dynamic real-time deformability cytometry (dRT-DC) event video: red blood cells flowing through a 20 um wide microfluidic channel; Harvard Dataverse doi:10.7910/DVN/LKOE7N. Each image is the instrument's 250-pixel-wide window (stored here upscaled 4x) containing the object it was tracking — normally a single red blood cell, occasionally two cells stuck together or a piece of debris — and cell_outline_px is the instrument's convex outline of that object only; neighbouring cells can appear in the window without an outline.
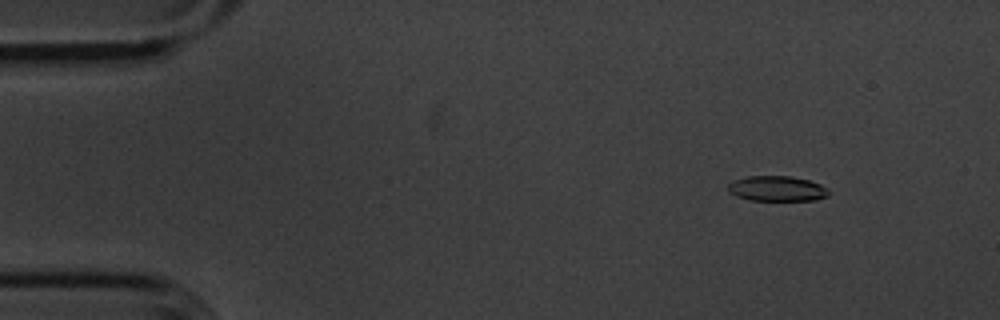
{"species": "common noctule bat (a hibernating species)", "species_latin": "Nyctalus noctula", "temperature_condition": "cold", "stored_images_in_passage": 56, "camera_frame_rate_fps": 3000, "um_per_image_px": 0.085, "animal": {"sex": "male", "body_mass_g": 20.1, "forearm_length_mm": 53.5}, "frame": {"image": 1, "passage_image": 7, "time_ms": 2.0, "image_size_px": [1000, 320], "cell_outline_px": [[828, 196], [816, 200], [748, 200], [736, 196], [728, 192], [728, 184], [732, 180], [748, 176], [792, 176], [808, 180], [820, 184], [828, 188]], "centroid_in_image_um": [66.02, 16.03], "position_along_channel_um": 19.0, "area_um2": 14.91}}
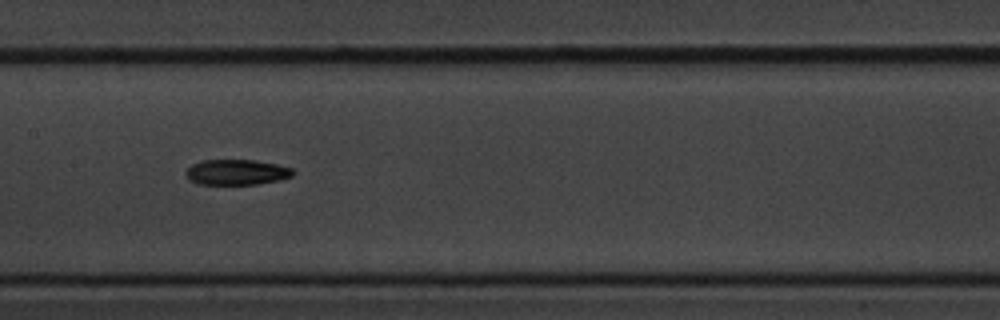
{"frame": {"image": 2, "passage_image": 28, "time_ms": 9.0, "image_size_px": [1000, 320], "cell_outline_px": [[292, 176], [280, 180], [256, 184], [196, 184], [188, 180], [184, 172], [192, 164], [200, 160], [256, 160], [276, 164], [292, 168]], "centroid_in_image_um": [20.06, 14.63], "position_along_channel_um": 187.3, "area_um2": 15.95}}
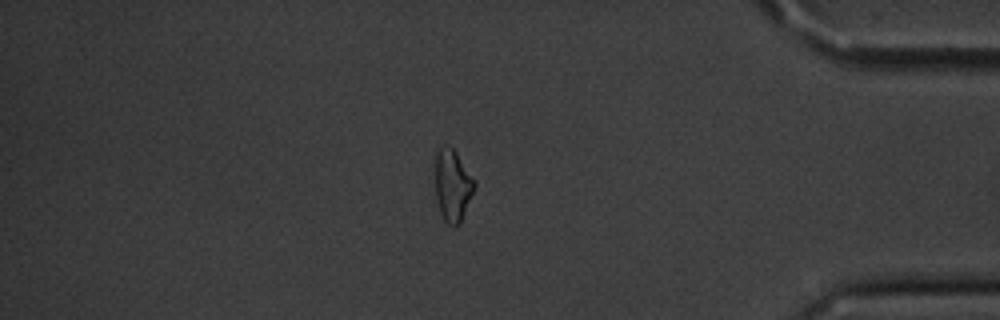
{"frame": {"image": 3, "passage_image": 48, "time_ms": 15.667, "image_size_px": [1000, 320], "cell_outline_px": [[476, 188], [460, 220], [456, 224], [448, 224], [444, 220], [440, 212], [436, 196], [436, 152], [444, 144], [448, 144], [456, 152], [476, 180]], "centroid_in_image_um": [38.49, 15.7], "position_along_channel_um": 396.7, "area_um2": 16.24}, "authors_computed_cell_mechanics": {"area_um2": 16.0684, "velocity_mm_per_s": 3.6235, "shape_relaxation_time_tau1_ms": 3.1739, "shape_relaxation_time_tau2_ms": null, "deformation_change_tau1": 0.1516, "deformation_change_tau2": null}}